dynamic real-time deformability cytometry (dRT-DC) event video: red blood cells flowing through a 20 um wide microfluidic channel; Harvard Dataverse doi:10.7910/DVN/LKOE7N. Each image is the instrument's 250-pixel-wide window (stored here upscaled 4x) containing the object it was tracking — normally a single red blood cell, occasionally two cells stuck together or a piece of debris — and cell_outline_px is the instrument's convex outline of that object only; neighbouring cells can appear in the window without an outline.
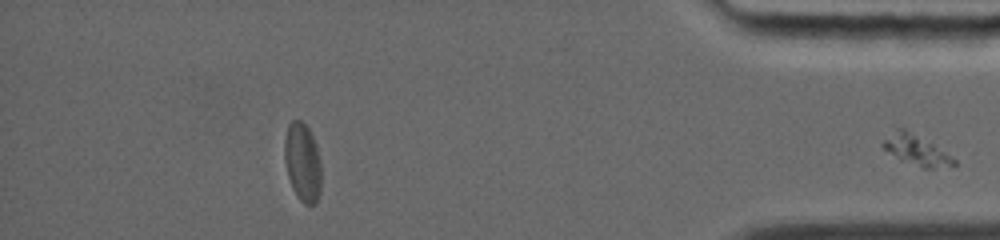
{"species": "common noctule bat (a hibernating species)", "species_latin": "Nyctalus noctula", "temperature_condition": "warm", "stored_images_in_passage": 51, "segment_of_instrument_passage": [2, 2], "camera_frame_rate_fps": 5000, "um_per_image_px": 0.085, "animal": {"sex": "female", "body_mass_g": 19.0, "forearm_length_mm": 56.7}, "frame": {"image": 1, "passage_image": 51, "time_ms": 12.4, "image_size_px": [1000, 240], "cell_outline_px": [[956, 164], [932, 168], [924, 168], [900, 160], [884, 148], [880, 144], [896, 128], [904, 128], [932, 144], [956, 160]], "centroid_in_image_um": [77.83, 12.75], "position_along_channel_um": 357.4, "area_um2": 11.96}}